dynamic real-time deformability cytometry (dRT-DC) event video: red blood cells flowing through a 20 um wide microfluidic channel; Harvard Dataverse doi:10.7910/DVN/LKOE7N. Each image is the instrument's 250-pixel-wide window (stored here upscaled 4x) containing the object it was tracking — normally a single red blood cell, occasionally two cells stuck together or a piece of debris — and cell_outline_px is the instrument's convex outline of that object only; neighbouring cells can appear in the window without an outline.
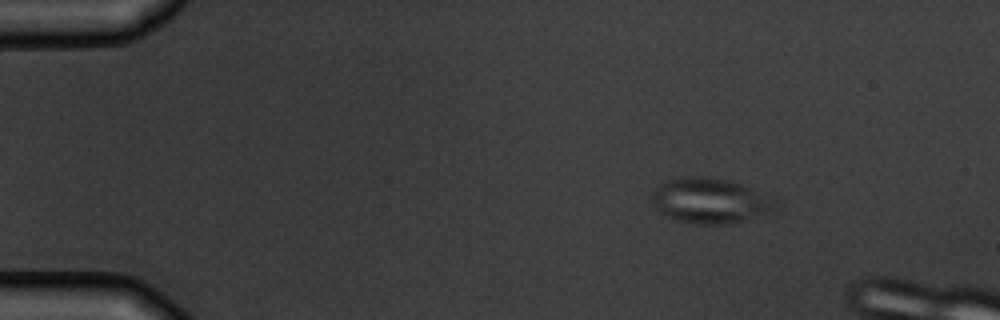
{"species": "common noctule bat (a hibernating species)", "species_latin": "Nyctalus noctula", "temperature_condition": "warm", "stored_images_in_passage": 4, "camera_frame_rate_fps": 3000, "um_per_image_px": 0.085, "animal": {"sex": "male", "body_mass_g": 19.5, "forearm_length_mm": 54.6}, "frame": {"image": 1, "passage_image": 1, "time_ms": 0.0, "image_size_px": [1000, 320], "cell_outline_px": [[780, 204], [776, 208], [740, 220], [724, 224], [692, 224], [668, 216], [660, 212], [656, 208], [652, 200], [652, 192], [656, 184], [680, 176], [700, 176], [732, 180], [776, 196], [780, 200]], "centroid_in_image_um": [60.38, 17.01], "position_along_channel_um": 24.6, "area_um2": 32.83}}